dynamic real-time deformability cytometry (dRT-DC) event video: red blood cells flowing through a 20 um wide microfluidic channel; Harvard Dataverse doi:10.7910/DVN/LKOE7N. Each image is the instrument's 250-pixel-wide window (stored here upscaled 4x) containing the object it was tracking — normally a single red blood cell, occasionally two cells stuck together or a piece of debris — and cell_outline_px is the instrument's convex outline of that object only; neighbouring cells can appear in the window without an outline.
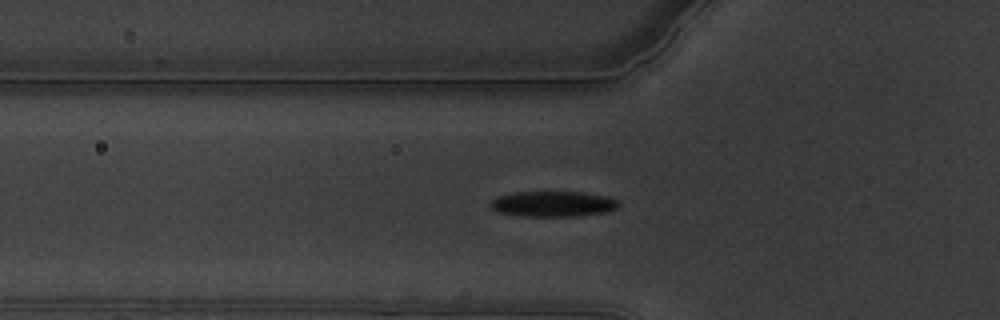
{"species": "common noctule bat (a hibernating species)", "species_latin": "Nyctalus noctula", "temperature_condition": "warm", "stored_images_in_passage": 47, "camera_frame_rate_fps": 3000, "um_per_image_px": 0.085, "animal": {"sex": "male", "body_mass_g": 19.5, "forearm_length_mm": 54.6}, "frame": {"image": 1, "passage_image": 7, "time_ms": 2.0, "image_size_px": [1000, 320], "cell_outline_px": [[620, 204], [616, 208], [608, 212], [572, 216], [520, 216], [496, 212], [488, 204], [496, 196], [516, 192], [580, 192], [608, 196], [616, 200]], "centroid_in_image_um": [46.97, 17.33], "position_along_channel_um": 78.8, "area_um2": 19.13}}
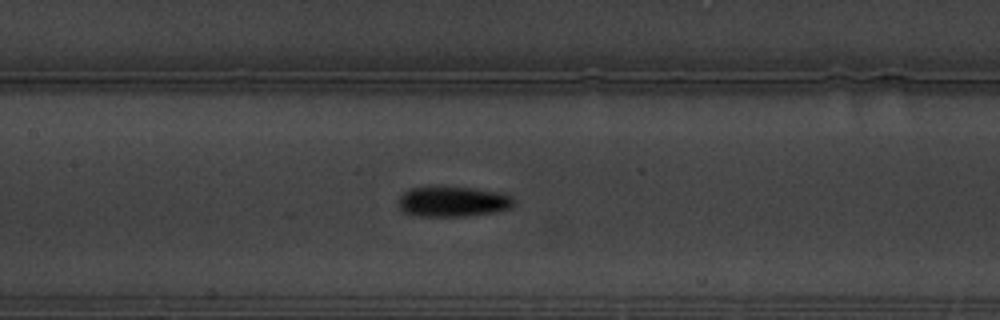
{"frame": {"image": 2, "passage_image": 15, "time_ms": 4.667, "image_size_px": [1000, 320], "cell_outline_px": [[516, 204], [512, 208], [496, 212], [468, 216], [420, 216], [404, 212], [400, 208], [400, 196], [408, 188], [444, 184], [500, 192], [516, 196]], "centroid_in_image_um": [38.57, 17.09], "position_along_channel_um": 168.8, "area_um2": 21.27}}
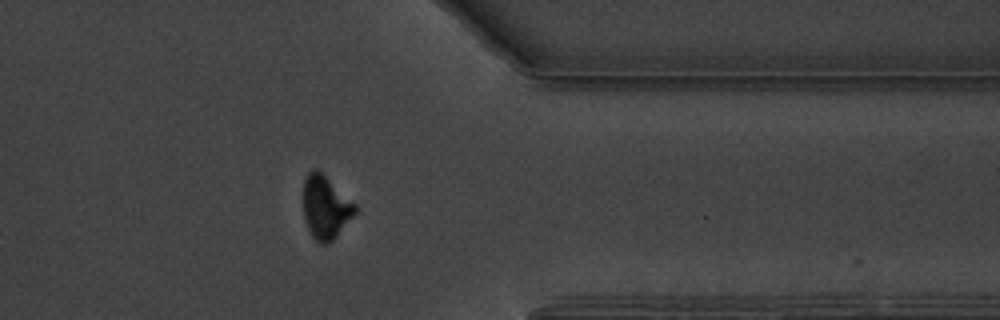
{"frame": {"image": 3, "passage_image": 35, "time_ms": 11.333, "image_size_px": [1000, 320], "cell_outline_px": [[356, 212], [336, 236], [332, 240], [324, 244], [320, 244], [312, 236], [304, 220], [304, 180], [308, 172], [312, 168], [316, 168], [356, 204]], "centroid_in_image_um": [27.65, 17.61], "position_along_channel_um": 383.7, "area_um2": 18.73}, "authors_computed_cell_mechanics": {"area_um2": 19.4786, "velocity_mm_per_s": 3.3666, "shape_relaxation_time_tau1_ms": 3.893, "shape_relaxation_time_tau2_ms": 7.4399, "deformation_change_tau1": 0.1611, "deformation_change_tau2": 0.1202}}